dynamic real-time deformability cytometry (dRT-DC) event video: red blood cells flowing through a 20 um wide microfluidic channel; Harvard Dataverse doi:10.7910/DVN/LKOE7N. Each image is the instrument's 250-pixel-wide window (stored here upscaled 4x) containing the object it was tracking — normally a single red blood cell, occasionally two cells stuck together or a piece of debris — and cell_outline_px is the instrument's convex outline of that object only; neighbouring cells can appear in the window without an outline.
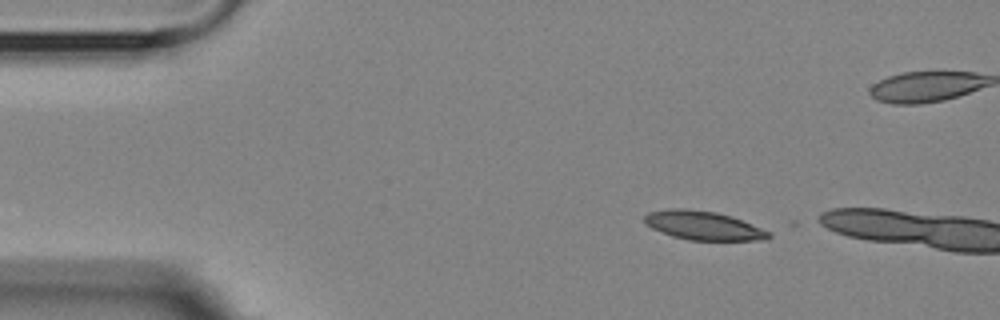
{"species": "Egyptian fruit bat (a non-hibernating species)", "species_latin": "Rousettus aegyptiacus", "temperature_condition": "room temperature", "stored_images_in_passage": 2, "camera_frame_rate_fps": 3000, "um_per_image_px": 0.085, "animal": {"sex": "female"}, "frame": {"image": 1, "passage_image": 1, "time_ms": 0.0, "image_size_px": [1000, 320], "cell_outline_px": [[772, 236], [768, 240], [688, 240], [672, 236], [652, 228], [644, 224], [644, 216], [648, 212], [672, 208], [684, 208], [716, 212], [732, 216], [772, 232]], "centroid_in_image_um": [59.8, 19.17], "position_along_channel_um": 25.2, "area_um2": 21.04}}